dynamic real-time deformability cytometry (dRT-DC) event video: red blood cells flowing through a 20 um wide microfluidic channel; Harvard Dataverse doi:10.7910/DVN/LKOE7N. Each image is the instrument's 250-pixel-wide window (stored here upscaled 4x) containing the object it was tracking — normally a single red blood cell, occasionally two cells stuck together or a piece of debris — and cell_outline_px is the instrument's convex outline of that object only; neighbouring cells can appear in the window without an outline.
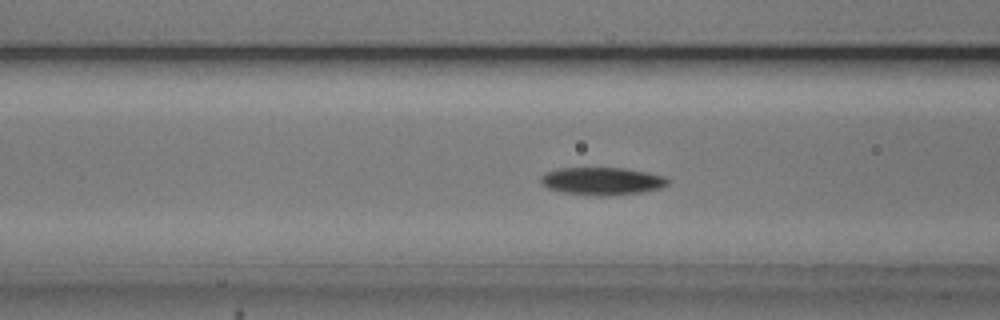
{"species": "common noctule bat (a hibernating species)", "species_latin": "Nyctalus noctula", "temperature_condition": "cold", "stored_images_in_passage": 30, "camera_frame_rate_fps": 3000, "um_per_image_px": 0.085, "animal": {"sex": "male", "body_mass_g": 20.5, "forearm_length_mm": 52.5}, "frame": {"image": 1, "passage_image": 9, "time_ms": 2.667, "image_size_px": [1000, 320], "cell_outline_px": [[668, 184], [660, 188], [640, 192], [608, 196], [600, 196], [560, 192], [548, 188], [540, 184], [540, 176], [544, 172], [556, 168], [628, 168], [648, 172], [664, 176], [668, 180]], "centroid_in_image_um": [51.12, 15.38], "position_along_channel_um": 115.5, "area_um2": 20.69}}
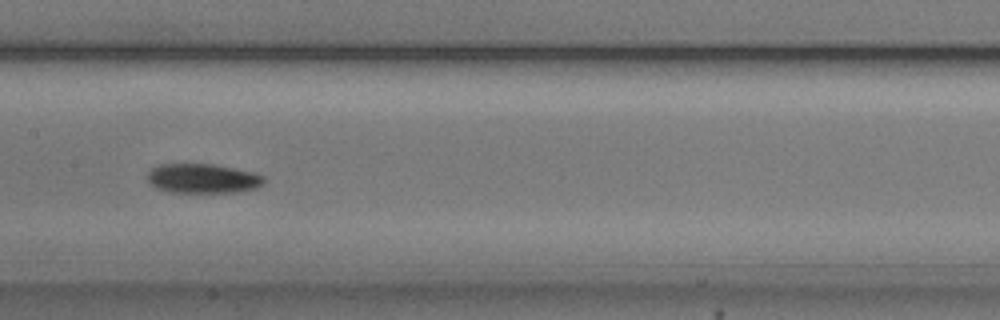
{"frame": {"image": 2, "passage_image": 15, "time_ms": 4.667, "image_size_px": [1000, 320], "cell_outline_px": [[264, 184], [256, 188], [236, 192], [168, 192], [156, 188], [148, 184], [148, 172], [152, 168], [160, 164], [216, 164], [252, 172], [264, 176]], "centroid_in_image_um": [17.22, 15.17], "position_along_channel_um": 190.2, "area_um2": 20.11}}
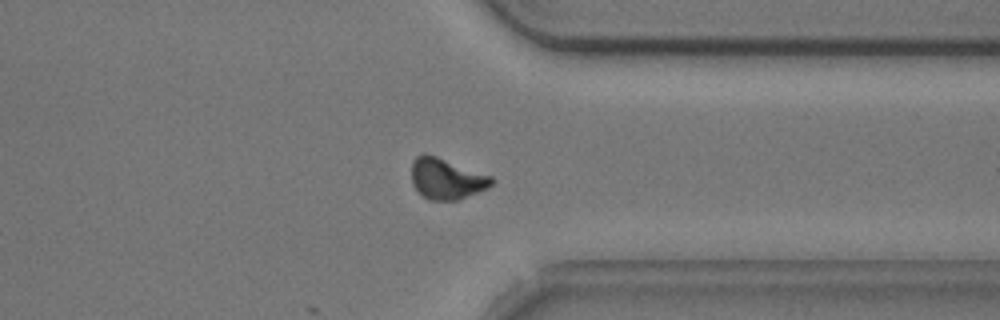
{"frame": {"image": 3, "passage_image": 30, "time_ms": 9.667, "image_size_px": [1000, 320], "cell_outline_px": [[496, 180], [488, 188], [456, 200], [428, 200], [412, 184], [412, 160], [416, 156], [424, 152], [436, 156], [492, 176]], "centroid_in_image_um": [37.95, 15.18], "position_along_channel_um": 373.5, "area_um2": 19.02}}